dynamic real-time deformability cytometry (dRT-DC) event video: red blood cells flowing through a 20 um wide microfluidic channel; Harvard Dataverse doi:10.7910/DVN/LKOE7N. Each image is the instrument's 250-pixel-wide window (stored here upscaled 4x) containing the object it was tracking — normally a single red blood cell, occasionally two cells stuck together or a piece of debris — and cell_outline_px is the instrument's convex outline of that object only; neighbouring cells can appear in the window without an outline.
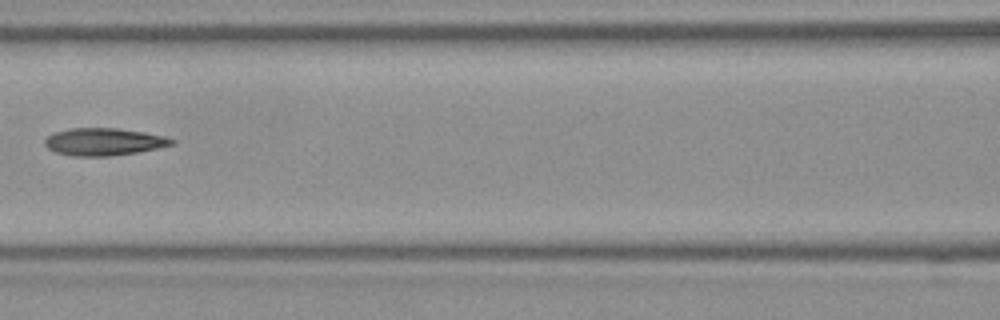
{"species": "Egyptian fruit bat (a non-hibernating species)", "species_latin": "Rousettus aegyptiacus", "temperature_condition": "room temperature", "stored_images_in_passage": 7, "camera_frame_rate_fps": 3000, "um_per_image_px": 0.085, "frame": {"image": 1, "passage_image": 7, "time_ms": 2.0, "image_size_px": [1000, 320], "cell_outline_px": [[176, 144], [136, 152], [112, 156], [72, 156], [56, 152], [48, 148], [44, 144], [44, 140], [48, 136], [56, 132], [72, 128], [120, 128], [144, 132], [164, 136], [176, 140]], "centroid_in_image_um": [8.84, 12.05], "position_along_channel_um": 157.8, "area_um2": 20.23}}